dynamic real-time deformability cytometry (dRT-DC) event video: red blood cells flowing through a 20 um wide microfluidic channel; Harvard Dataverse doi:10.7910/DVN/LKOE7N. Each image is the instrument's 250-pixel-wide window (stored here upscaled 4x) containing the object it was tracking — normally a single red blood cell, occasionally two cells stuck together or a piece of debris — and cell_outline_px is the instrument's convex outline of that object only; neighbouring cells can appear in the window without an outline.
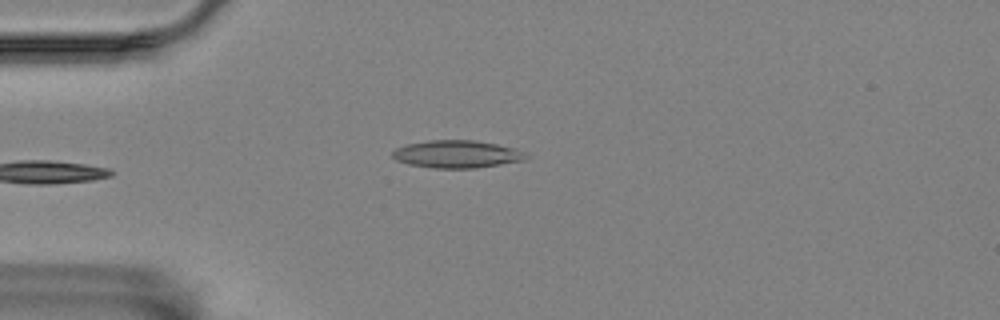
{"species": "Egyptian fruit bat (a non-hibernating species)", "species_latin": "Rousettus aegyptiacus", "temperature_condition": "room temperature", "stored_images_in_passage": 6, "camera_frame_rate_fps": 3000, "um_per_image_px": 0.085, "animal": {"sex": "female"}, "frame": {"image": 1, "passage_image": 6, "time_ms": 6.0, "image_size_px": [1000, 320], "cell_outline_px": [[532, 156], [524, 160], [476, 168], [432, 168], [408, 164], [396, 160], [392, 156], [392, 152], [396, 148], [408, 144], [428, 140], [476, 140], [496, 144], [512, 148], [524, 152]], "centroid_in_image_um": [38.83, 13.1], "position_along_channel_um": 46.2, "area_um2": 21.44}}